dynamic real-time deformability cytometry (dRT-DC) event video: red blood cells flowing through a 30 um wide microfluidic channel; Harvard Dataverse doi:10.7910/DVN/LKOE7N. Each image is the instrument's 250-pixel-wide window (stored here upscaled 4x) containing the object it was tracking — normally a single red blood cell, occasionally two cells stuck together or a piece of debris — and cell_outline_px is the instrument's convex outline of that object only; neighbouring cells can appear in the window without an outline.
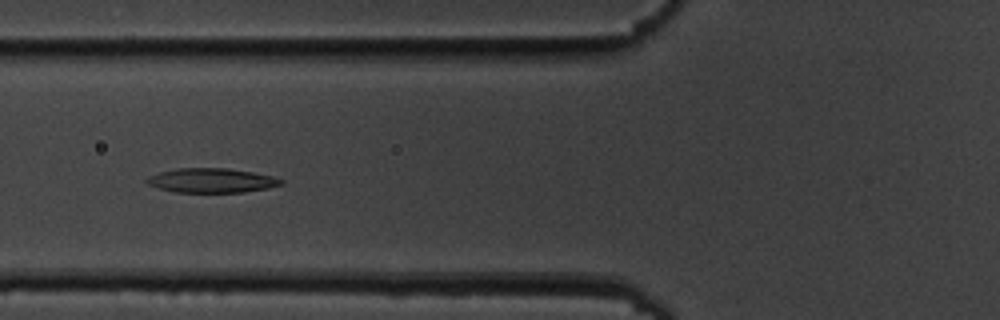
{"species": "common noctule bat (a hibernating species)", "species_latin": "Nyctalus noctula", "temperature_condition": "cold", "stored_images_in_passage": 55, "camera_frame_rate_fps": 3000, "um_per_image_px": 0.085, "animal": {"sex": "male", "body_mass_g": 19.5, "forearm_length_mm": 54.6}, "frame": {"image": 1, "passage_image": 21, "time_ms": 6.667, "image_size_px": [1000, 320], "cell_outline_px": [[284, 184], [268, 188], [244, 192], [176, 192], [160, 188], [148, 184], [144, 180], [148, 176], [160, 172], [176, 168], [228, 168], [252, 172], [272, 176], [284, 180]], "centroid_in_image_um": [18.0, 15.33], "position_along_channel_um": 107.8, "area_um2": 19.07}}
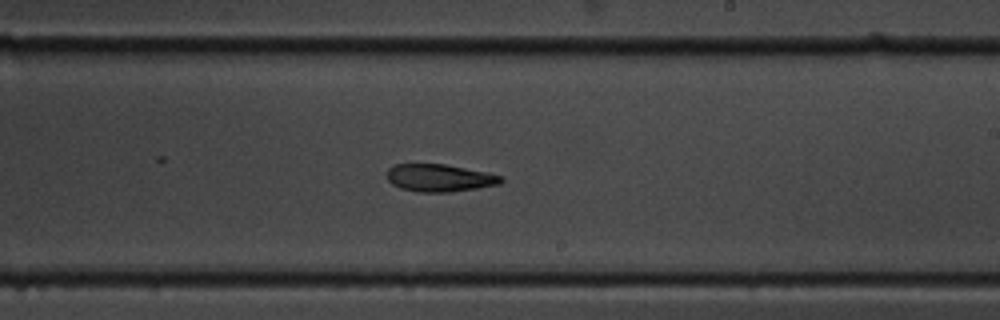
{"frame": {"image": 2, "passage_image": 33, "time_ms": 10.667, "image_size_px": [1000, 320], "cell_outline_px": [[504, 180], [500, 184], [452, 192], [416, 192], [400, 188], [392, 184], [388, 180], [388, 168], [392, 164], [444, 164], [488, 172], [504, 176]], "centroid_in_image_um": [37.38, 15.12], "position_along_channel_um": 251.6, "area_um2": 18.44}}
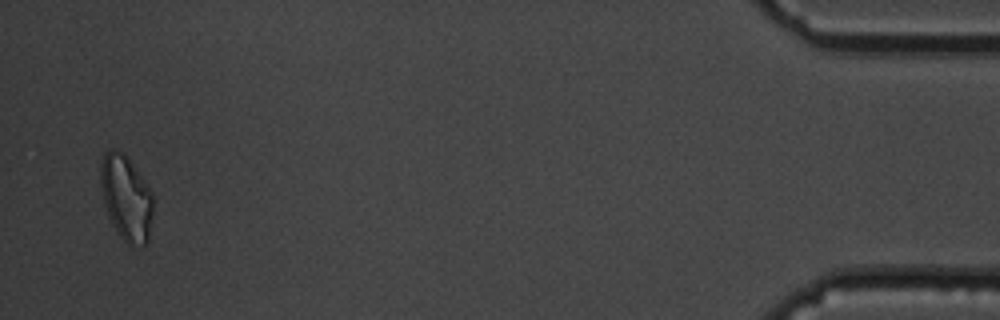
{"frame": {"image": 3, "passage_image": 54, "time_ms": 17.667, "image_size_px": [1000, 320], "cell_outline_px": [[152, 216], [148, 240], [144, 244], [132, 248], [120, 236], [112, 224], [108, 216], [100, 184], [100, 164], [104, 152], [108, 148], [116, 148], [124, 152], [144, 180], [152, 192]], "centroid_in_image_um": [10.71, 16.79], "position_along_channel_um": 424.5, "area_um2": 26.24}, "authors_computed_cell_mechanics": {"area_um2": 19.941, "velocity_mm_per_s": 3.6048, "shape_relaxation_time_tau1_ms": 5.5251, "shape_relaxation_time_tau2_ms": 4.0187, "deformation_change_tau1": 0.162, "deformation_change_tau2": 0.1112}}